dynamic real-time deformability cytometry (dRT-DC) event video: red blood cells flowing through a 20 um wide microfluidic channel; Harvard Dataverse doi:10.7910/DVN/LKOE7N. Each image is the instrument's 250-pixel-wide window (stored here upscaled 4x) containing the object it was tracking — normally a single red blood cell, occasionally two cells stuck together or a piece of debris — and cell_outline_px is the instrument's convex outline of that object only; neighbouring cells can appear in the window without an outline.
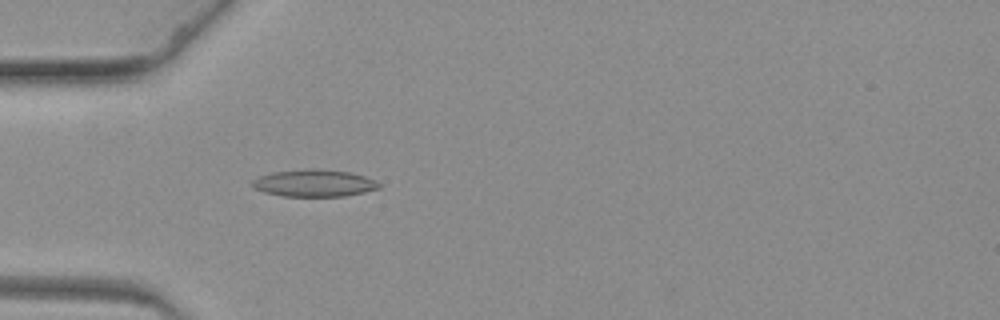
{"species": "common noctule bat (a hibernating species)", "species_latin": "Nyctalus noctula", "temperature_condition": "warm", "stored_images_in_passage": 65, "camera_frame_rate_fps": 3000, "um_per_image_px": 0.085, "animal": {"sex": "female", "body_mass_g": 19.3, "forearm_length_mm": 54.1}, "frame": {"image": 1, "passage_image": 21, "time_ms": 6.667, "image_size_px": [1000, 320], "cell_outline_px": [[380, 188], [364, 192], [344, 196], [280, 196], [264, 192], [256, 188], [252, 184], [252, 180], [260, 176], [272, 172], [312, 168], [348, 172], [364, 176], [380, 184]], "centroid_in_image_um": [26.68, 15.57], "position_along_channel_um": 58.3, "area_um2": 19.77}}
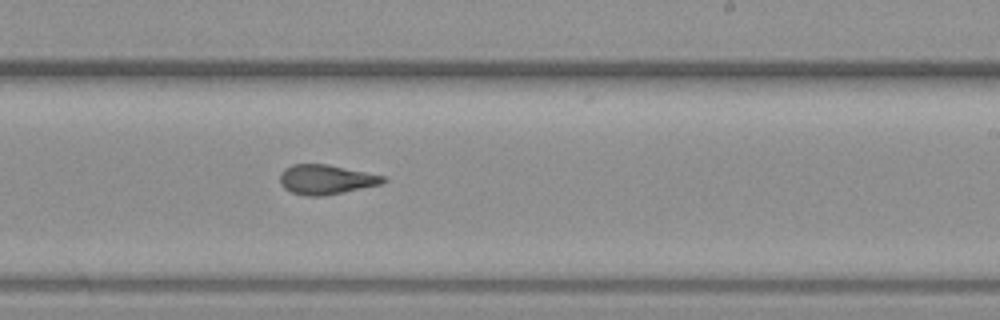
{"frame": {"image": 2, "passage_image": 40, "time_ms": 13.0, "image_size_px": [1000, 320], "cell_outline_px": [[388, 180], [384, 184], [324, 196], [304, 196], [292, 192], [284, 188], [280, 184], [280, 176], [284, 168], [292, 164], [328, 164], [384, 176]], "centroid_in_image_um": [27.72, 15.26], "position_along_channel_um": 261.3, "area_um2": 17.98}}
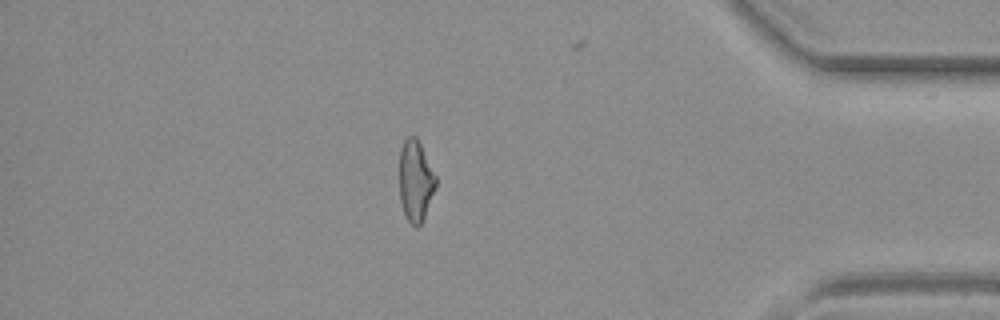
{"frame": {"image": 3, "passage_image": 56, "time_ms": 18.333, "image_size_px": [1000, 320], "cell_outline_px": [[436, 188], [424, 216], [420, 224], [416, 228], [408, 220], [404, 212], [400, 200], [400, 148], [404, 140], [408, 136], [416, 136], [436, 176]], "centroid_in_image_um": [35.32, 15.35], "position_along_channel_um": 399.9, "area_um2": 16.99}}